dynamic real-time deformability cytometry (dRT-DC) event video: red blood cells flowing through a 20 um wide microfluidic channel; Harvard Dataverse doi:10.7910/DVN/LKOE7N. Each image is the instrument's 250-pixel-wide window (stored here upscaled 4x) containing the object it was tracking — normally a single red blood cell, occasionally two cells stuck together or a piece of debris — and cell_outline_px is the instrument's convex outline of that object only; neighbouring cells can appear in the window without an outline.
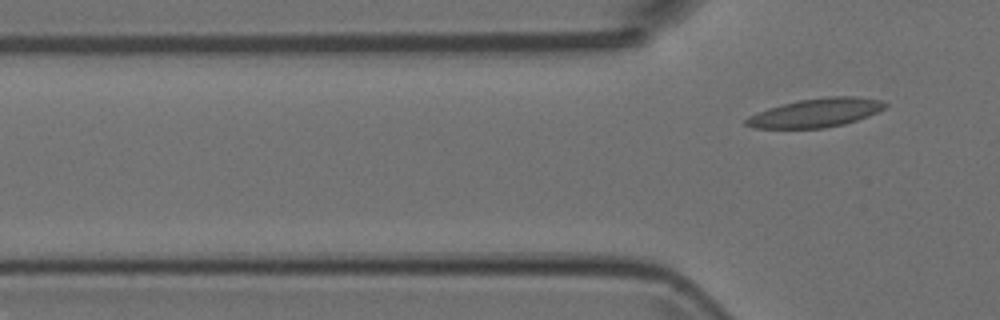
{"species": "Egyptian fruit bat (a non-hibernating species)", "species_latin": "Rousettus aegyptiacus", "temperature_condition": "room temperature", "stored_images_in_passage": 3, "segment_of_instrument_passage": [2, 2], "camera_frame_rate_fps": 3000, "um_per_image_px": 0.085, "animal": {"sex": "female"}, "frame": {"image": 1, "passage_image": 3, "time_ms": 0.667, "image_size_px": [1000, 320], "cell_outline_px": [[888, 104], [884, 108], [868, 116], [844, 124], [824, 128], [752, 128], [744, 124], [744, 120], [748, 116], [756, 112], [780, 104], [800, 100], [824, 96], [856, 96], [880, 100]], "centroid_in_image_um": [69.3, 9.58], "position_along_channel_um": 56.5, "area_um2": 23.35}}